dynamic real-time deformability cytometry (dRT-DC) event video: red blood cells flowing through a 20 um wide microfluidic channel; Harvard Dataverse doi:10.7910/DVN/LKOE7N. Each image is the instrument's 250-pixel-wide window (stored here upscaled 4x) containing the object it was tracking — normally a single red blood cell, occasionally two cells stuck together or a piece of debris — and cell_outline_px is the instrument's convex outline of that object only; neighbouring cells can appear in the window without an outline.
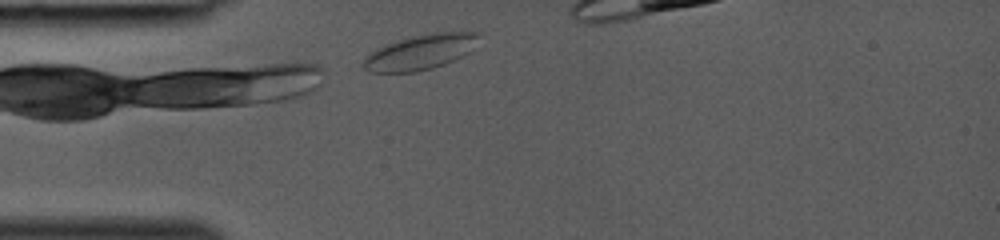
{"species": "common noctule bat (a hibernating species)", "species_latin": "Nyctalus noctula", "temperature_condition": "room temperature", "stored_images_in_passage": 2, "camera_frame_rate_fps": 3000, "um_per_image_px": 0.085, "animal": {"sex": "female", "body_mass_g": 19.0, "forearm_length_mm": 53.3}, "frame": {"image": 1, "passage_image": 2, "time_ms": 0.333, "image_size_px": [1000, 240], "cell_outline_px": [[484, 32], [468, 52], [464, 56], [456, 60], [432, 68], [416, 72], [368, 72], [360, 64], [372, 52], [384, 44], [432, 32]], "centroid_in_image_um": [35.76, 4.43], "position_along_channel_um": 49.2, "area_um2": 23.47}}